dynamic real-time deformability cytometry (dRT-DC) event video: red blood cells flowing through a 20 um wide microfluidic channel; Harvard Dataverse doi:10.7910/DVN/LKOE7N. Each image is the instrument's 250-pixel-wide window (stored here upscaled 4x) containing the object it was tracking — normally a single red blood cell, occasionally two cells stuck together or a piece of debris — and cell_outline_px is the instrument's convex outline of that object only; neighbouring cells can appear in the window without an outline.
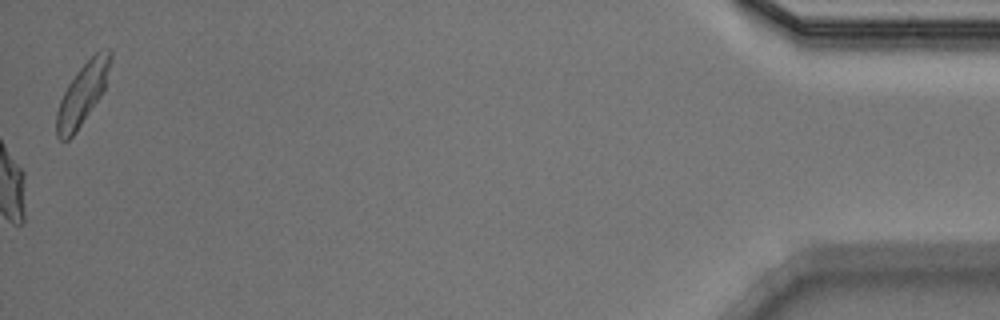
{"species": "Egyptian fruit bat (a non-hibernating species)", "species_latin": "Rousettus aegyptiacus", "temperature_condition": "warm", "stored_images_in_passage": 43, "camera_frame_rate_fps": 3000, "um_per_image_px": 0.085, "animal": {"sex": "male"}, "frame": {"image": 1, "passage_image": 43, "time_ms": 14.0, "image_size_px": [1000, 320], "cell_outline_px": [[112, 56], [104, 88], [100, 96], [76, 132], [68, 140], [60, 140], [56, 136], [56, 112], [60, 100], [68, 84], [76, 72], [100, 48], [108, 48], [112, 52]], "centroid_in_image_um": [7.0, 7.98], "position_along_channel_um": 428.2, "area_um2": 19.02}, "authors_computed_cell_mechanics": {"area_um2": 22.542, "velocity_mm_per_s": 3.9093, "shape_relaxation_time_tau1_ms": 7.7095, "shape_relaxation_time_tau2_ms": 2.691, "deformation_change_tau1": 0.2397, "deformation_change_tau2": 0.0842}}